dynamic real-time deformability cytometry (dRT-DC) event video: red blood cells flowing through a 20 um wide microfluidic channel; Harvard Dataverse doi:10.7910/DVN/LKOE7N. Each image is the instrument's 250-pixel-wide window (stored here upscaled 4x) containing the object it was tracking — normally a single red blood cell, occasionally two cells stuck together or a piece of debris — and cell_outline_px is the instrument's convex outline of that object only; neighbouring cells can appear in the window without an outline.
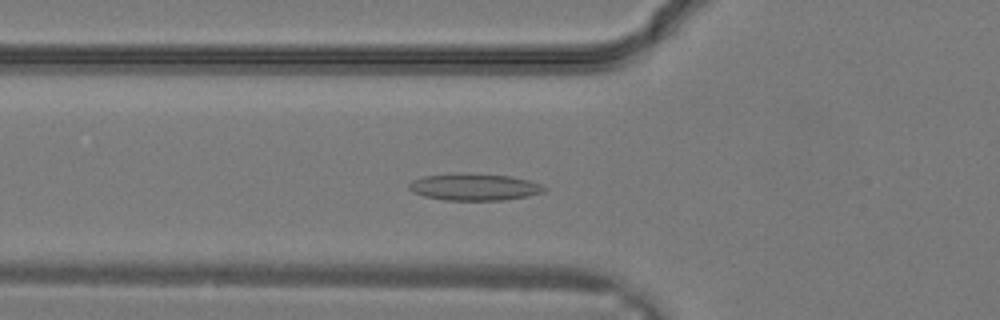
{"species": "common noctule bat (a hibernating species)", "species_latin": "Nyctalus noctula", "temperature_condition": "warm", "stored_images_in_passage": 29, "camera_frame_rate_fps": 3000, "um_per_image_px": 0.085, "animal": {"sex": "male", "body_mass_g": 19.2, "forearm_length_mm": 51.8}, "frame": {"image": 1, "passage_image": 9, "time_ms": 2.667, "image_size_px": [1000, 320], "cell_outline_px": [[548, 188], [544, 192], [528, 196], [504, 200], [444, 200], [424, 196], [412, 192], [408, 188], [408, 184], [412, 180], [424, 176], [460, 172], [512, 176], [528, 180], [540, 184]], "centroid_in_image_um": [40.31, 15.88], "position_along_channel_um": 85.5, "area_um2": 21.44}}
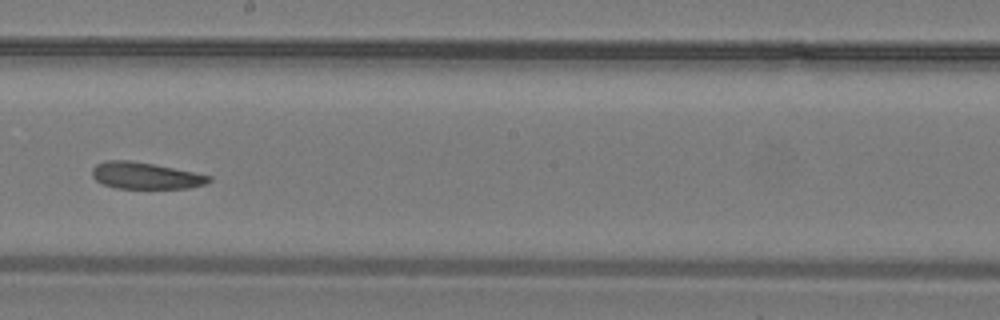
{"frame": {"image": 2, "passage_image": 16, "time_ms": 5.0, "image_size_px": [1000, 320], "cell_outline_px": [[212, 180], [204, 184], [188, 188], [116, 188], [104, 184], [96, 180], [92, 176], [92, 168], [96, 164], [108, 160], [128, 160], [152, 164], [212, 176]], "centroid_in_image_um": [12.34, 14.93], "position_along_channel_um": 235.9, "area_um2": 17.86}}
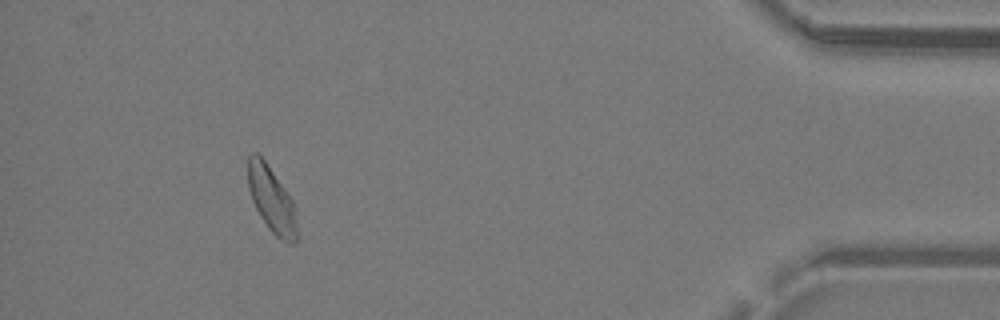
{"frame": {"image": 3, "passage_image": 27, "time_ms": 8.667, "image_size_px": [1000, 320], "cell_outline_px": [[296, 244], [288, 244], [280, 240], [268, 228], [260, 216], [252, 200], [248, 188], [248, 156], [252, 152], [256, 152], [264, 160], [284, 188], [292, 200], [296, 208]], "centroid_in_image_um": [23.09, 17.0], "position_along_channel_um": 412.1, "area_um2": 18.73}}